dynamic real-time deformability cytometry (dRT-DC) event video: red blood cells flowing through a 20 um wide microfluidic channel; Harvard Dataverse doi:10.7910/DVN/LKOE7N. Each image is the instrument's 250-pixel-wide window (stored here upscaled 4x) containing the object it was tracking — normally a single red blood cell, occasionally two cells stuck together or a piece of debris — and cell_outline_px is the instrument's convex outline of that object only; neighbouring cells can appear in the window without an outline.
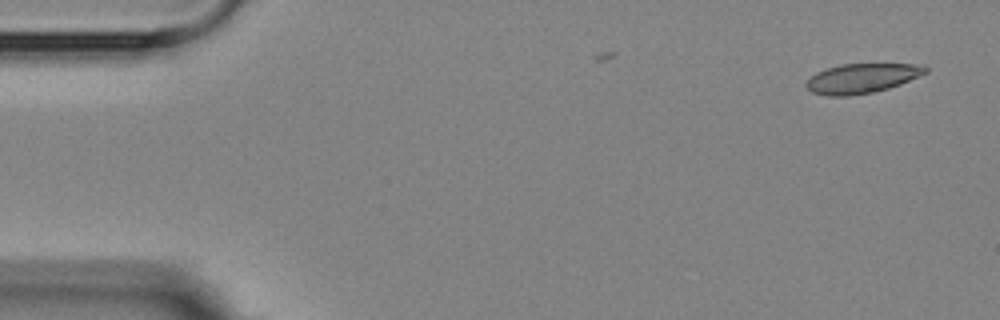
{"species": "Egyptian fruit bat (a non-hibernating species)", "species_latin": "Rousettus aegyptiacus", "temperature_condition": "room temperature", "stored_images_in_passage": 3, "camera_frame_rate_fps": 3000, "um_per_image_px": 0.085, "animal": {"sex": "female"}, "frame": {"image": 1, "passage_image": 1, "time_ms": 0.0, "image_size_px": [1000, 320], "cell_outline_px": [[928, 72], [900, 84], [888, 88], [872, 92], [848, 96], [828, 96], [812, 92], [804, 84], [816, 72], [840, 64], [924, 64], [928, 68]], "centroid_in_image_um": [73.27, 6.65], "position_along_channel_um": 11.7, "area_um2": 20.46}}